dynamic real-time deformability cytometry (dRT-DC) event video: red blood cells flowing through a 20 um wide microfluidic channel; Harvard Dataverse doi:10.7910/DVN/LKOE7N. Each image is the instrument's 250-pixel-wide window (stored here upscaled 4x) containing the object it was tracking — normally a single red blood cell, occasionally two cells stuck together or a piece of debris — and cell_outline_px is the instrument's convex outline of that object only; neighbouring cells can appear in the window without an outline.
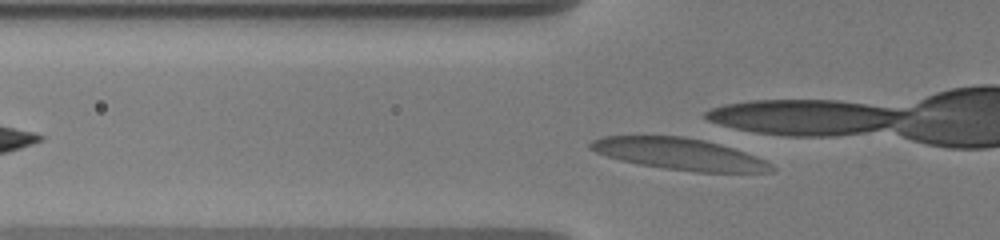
{"species": "human", "species_latin": "Homo sapiens", "temperature_condition": "warm", "stored_images_in_passage": 3, "camera_frame_rate_fps": 3000, "um_per_image_px": 0.085, "donor": {"sex": "male"}, "frame": {"image": 1, "passage_image": 3, "time_ms": 0.667, "image_size_px": [1000, 240], "cell_outline_px": [[776, 168], [772, 172], [696, 172], [664, 168], [640, 164], [620, 160], [596, 152], [588, 148], [588, 144], [592, 140], [604, 136], [684, 136], [704, 140], [720, 144], [756, 156], [772, 164]], "centroid_in_image_um": [57.75, 13.09], "position_along_channel_um": 68.1, "area_um2": 33.23}}